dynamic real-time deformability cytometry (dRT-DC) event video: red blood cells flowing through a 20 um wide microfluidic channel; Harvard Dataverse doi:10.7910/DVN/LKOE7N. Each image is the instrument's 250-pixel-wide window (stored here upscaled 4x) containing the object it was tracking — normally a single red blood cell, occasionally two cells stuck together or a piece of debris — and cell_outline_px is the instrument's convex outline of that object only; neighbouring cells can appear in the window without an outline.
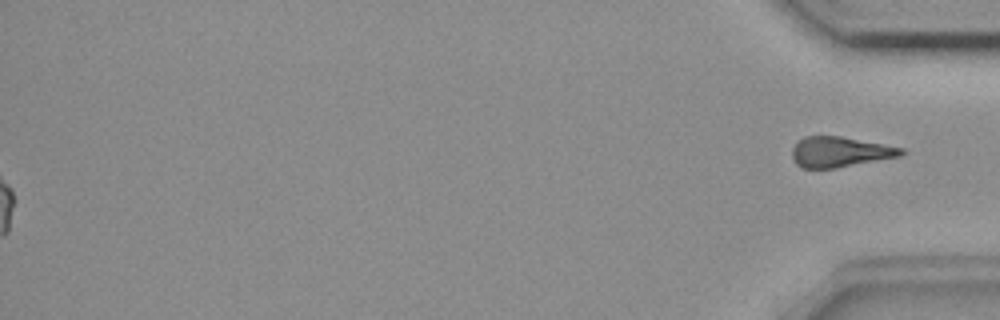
{"species": "common noctule bat (a hibernating species)", "species_latin": "Nyctalus noctula", "temperature_condition": "room temperature", "stored_images_in_passage": 57, "segment_of_instrument_passage": [2, 2], "camera_frame_rate_fps": 3000, "um_per_image_px": 0.085, "animal": {"sex": "female", "body_mass_g": 18.4}, "frame": {"image": 1, "passage_image": 57, "time_ms": 18.667, "image_size_px": [1000, 320], "cell_outline_px": [[908, 152], [900, 156], [836, 168], [800, 168], [796, 164], [792, 156], [792, 148], [804, 136], [840, 136], [904, 148]], "centroid_in_image_um": [71.4, 12.92], "position_along_channel_um": 363.8, "area_um2": 19.25}}